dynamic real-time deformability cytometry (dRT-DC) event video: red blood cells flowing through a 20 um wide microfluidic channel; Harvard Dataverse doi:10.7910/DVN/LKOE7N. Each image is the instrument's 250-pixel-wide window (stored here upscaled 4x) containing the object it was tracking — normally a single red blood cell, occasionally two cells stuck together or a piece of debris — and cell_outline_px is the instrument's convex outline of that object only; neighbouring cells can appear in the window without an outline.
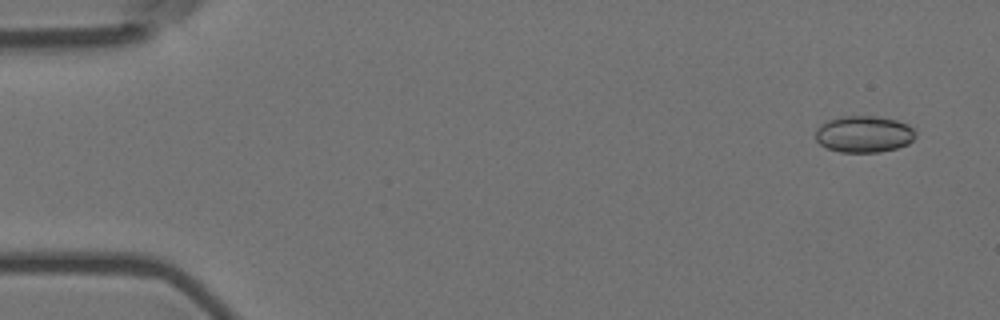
{"species": "Egyptian fruit bat (a non-hibernating species)", "species_latin": "Rousettus aegyptiacus", "temperature_condition": "room temperature", "stored_images_in_passage": 4, "camera_frame_rate_fps": 3000, "um_per_image_px": 0.085, "animal": {"sex": "female"}, "frame": {"image": 1, "passage_image": 1, "time_ms": 0.0, "image_size_px": [1000, 320], "cell_outline_px": [[916, 136], [908, 144], [896, 148], [880, 152], [840, 152], [828, 148], [820, 144], [816, 140], [816, 128], [820, 124], [828, 120], [840, 116], [876, 116], [896, 120], [908, 124], [916, 132]], "centroid_in_image_um": [73.43, 11.39], "position_along_channel_um": 11.6, "area_um2": 21.44}}